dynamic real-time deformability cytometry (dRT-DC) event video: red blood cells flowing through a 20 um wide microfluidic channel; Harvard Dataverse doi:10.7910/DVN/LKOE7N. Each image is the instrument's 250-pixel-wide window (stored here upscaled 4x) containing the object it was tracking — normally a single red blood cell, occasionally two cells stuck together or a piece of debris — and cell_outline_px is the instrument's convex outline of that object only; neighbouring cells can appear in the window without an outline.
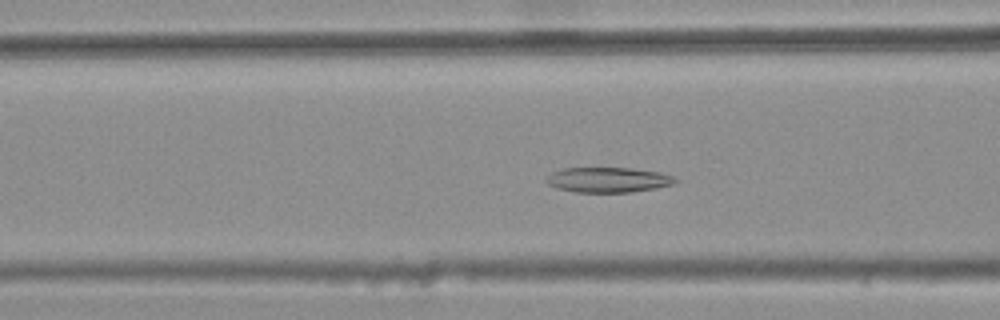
{"species": "common noctule bat (a hibernating species)", "species_latin": "Nyctalus noctula", "temperature_condition": "warm", "stored_images_in_passage": 29, "camera_frame_rate_fps": 3000, "um_per_image_px": 0.085, "animal": {"sex": "female", "body_mass_g": 25.1}, "frame": {"image": 1, "passage_image": 4, "time_ms": 1.0, "image_size_px": [1000, 320], "cell_outline_px": [[680, 180], [676, 184], [656, 188], [632, 192], [576, 192], [560, 188], [548, 184], [544, 180], [552, 172], [564, 168], [632, 168], [660, 172], [672, 176]], "centroid_in_image_um": [51.75, 15.28], "position_along_channel_um": 114.9, "area_um2": 18.9}}
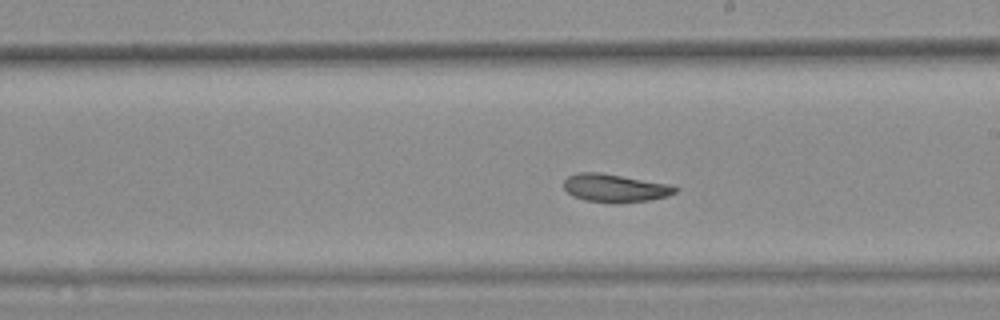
{"frame": {"image": 2, "passage_image": 14, "time_ms": 4.333, "image_size_px": [1000, 320], "cell_outline_px": [[680, 188], [676, 192], [668, 196], [648, 200], [584, 200], [572, 196], [564, 188], [564, 180], [568, 176], [576, 172], [600, 172], [672, 184]], "centroid_in_image_um": [52.29, 15.92], "position_along_channel_um": 236.7, "area_um2": 17.69}}
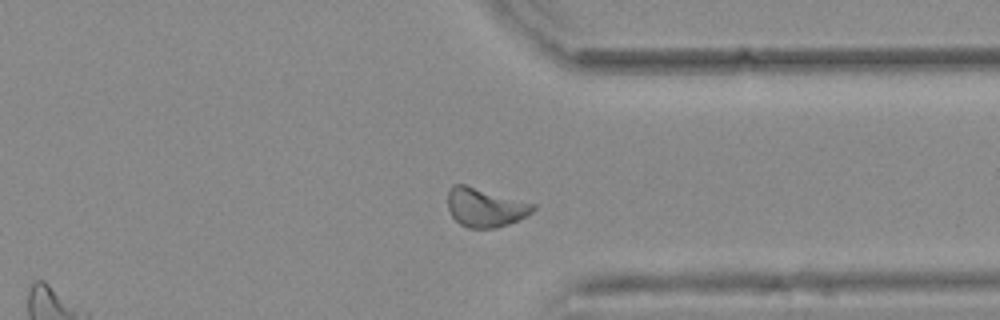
{"frame": {"image": 3, "passage_image": 25, "time_ms": 8.0, "image_size_px": [1000, 320], "cell_outline_px": [[536, 208], [528, 216], [520, 220], [496, 228], [468, 228], [460, 224], [452, 216], [448, 208], [448, 192], [452, 184], [464, 184], [536, 204]], "centroid_in_image_um": [41.26, 17.64], "position_along_channel_um": 370.1, "area_um2": 19.42}}